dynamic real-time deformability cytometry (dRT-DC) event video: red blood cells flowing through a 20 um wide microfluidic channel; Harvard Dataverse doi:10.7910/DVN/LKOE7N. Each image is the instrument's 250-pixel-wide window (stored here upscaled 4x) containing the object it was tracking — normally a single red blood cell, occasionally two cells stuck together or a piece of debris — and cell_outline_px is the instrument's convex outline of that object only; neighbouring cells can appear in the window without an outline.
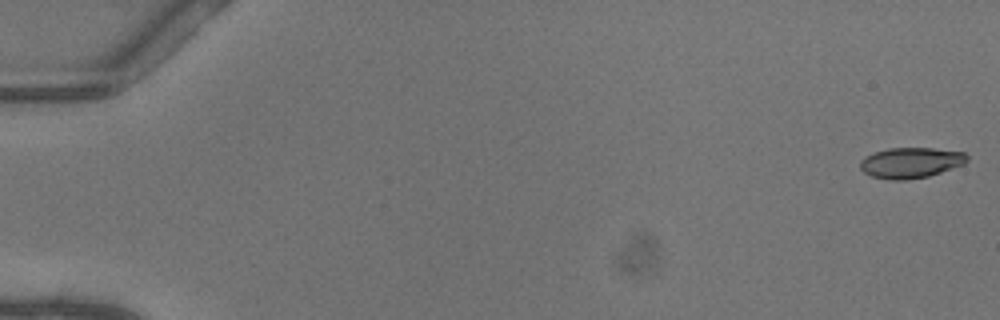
{"species": "common noctule bat (a hibernating species)", "species_latin": "Nyctalus noctula", "temperature_condition": "warm", "stored_images_in_passage": 21, "camera_frame_rate_fps": 3000, "um_per_image_px": 0.085, "animal": {"sex": "female"}, "frame": {"image": 1, "passage_image": 1, "time_ms": 0.0, "image_size_px": [1000, 320], "cell_outline_px": [[968, 160], [964, 164], [928, 176], [904, 180], [892, 180], [872, 176], [864, 172], [860, 168], [860, 160], [876, 152], [888, 148], [932, 148], [964, 152], [968, 156]], "centroid_in_image_um": [77.43, 13.83], "position_along_channel_um": 7.6, "area_um2": 18.84}}
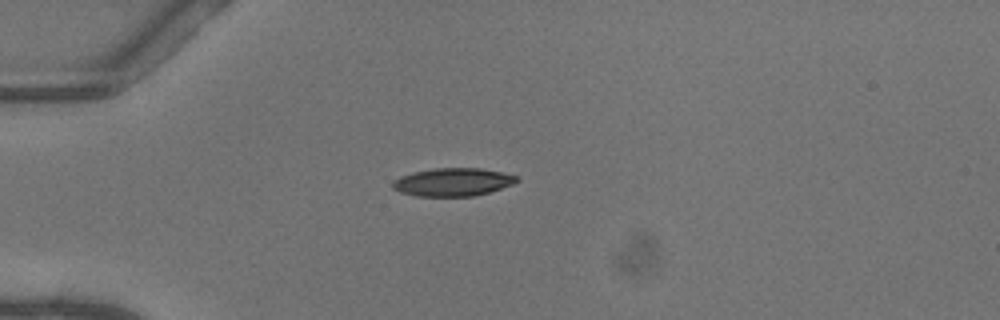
{"frame": {"image": 2, "passage_image": 15, "time_ms": 4.667, "image_size_px": [1000, 320], "cell_outline_px": [[520, 180], [512, 184], [488, 192], [472, 196], [416, 196], [400, 192], [392, 188], [392, 184], [400, 176], [412, 172], [432, 168], [480, 168], [500, 172], [516, 176]], "centroid_in_image_um": [38.45, 15.47], "position_along_channel_um": 46.5, "area_um2": 20.11}}